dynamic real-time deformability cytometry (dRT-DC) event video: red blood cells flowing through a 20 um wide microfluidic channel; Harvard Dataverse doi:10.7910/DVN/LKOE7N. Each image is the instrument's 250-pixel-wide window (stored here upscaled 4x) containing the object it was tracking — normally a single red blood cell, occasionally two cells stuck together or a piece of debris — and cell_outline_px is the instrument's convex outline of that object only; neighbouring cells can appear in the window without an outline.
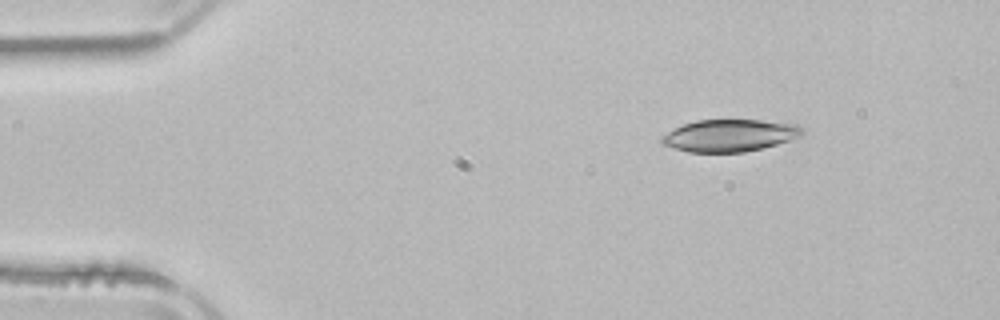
{"species": "common noctule bat (a hibernating species)", "species_latin": "Nyctalus noctula", "temperature_condition": "room temperature", "stored_images_in_passage": 3, "camera_frame_rate_fps": 3000, "um_per_image_px": 0.085, "animal": {"sex": "male", "body_mass_g": 21.5, "forearm_length_mm": 52.0}, "frame": {"image": 1, "passage_image": 1, "time_ms": 0.0, "image_size_px": [1000, 320], "cell_outline_px": [[804, 132], [800, 136], [764, 148], [744, 152], [688, 152], [660, 144], [660, 136], [684, 124], [696, 120], [760, 120], [800, 124], [804, 128]], "centroid_in_image_um": [62.03, 11.51], "position_along_channel_um": 23.0, "area_um2": 26.41}}
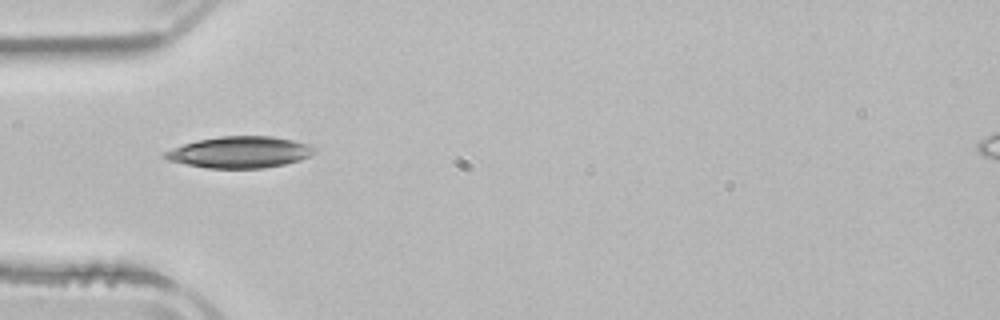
{"frame": {"image": 2, "passage_image": 3, "time_ms": 3.0, "image_size_px": [1000, 320], "cell_outline_px": [[316, 152], [300, 160], [284, 164], [264, 168], [208, 168], [168, 160], [160, 156], [164, 152], [172, 148], [184, 144], [200, 140], [220, 136], [272, 136], [312, 144], [316, 148]], "centroid_in_image_um": [20.41, 12.93], "position_along_channel_um": 64.6, "area_um2": 27.34}}